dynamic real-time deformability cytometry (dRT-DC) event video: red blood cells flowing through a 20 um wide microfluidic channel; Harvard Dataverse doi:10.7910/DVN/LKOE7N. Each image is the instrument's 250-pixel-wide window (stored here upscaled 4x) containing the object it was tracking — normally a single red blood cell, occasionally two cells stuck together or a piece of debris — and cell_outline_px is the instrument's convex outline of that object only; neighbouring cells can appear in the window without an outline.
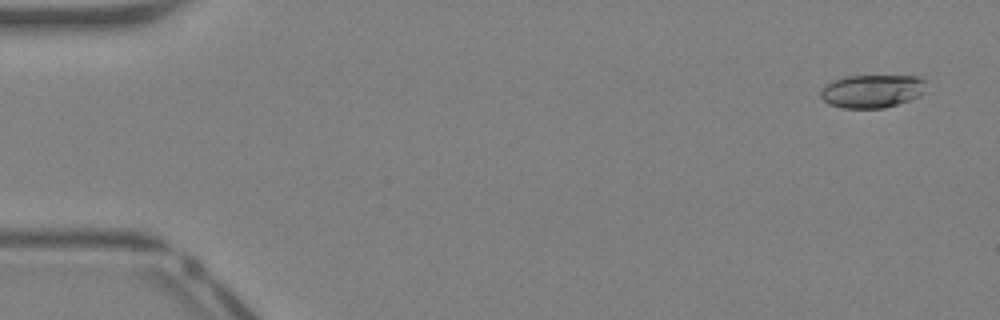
{"species": "Egyptian fruit bat (a non-hibernating species)", "species_latin": "Rousettus aegyptiacus", "temperature_condition": "warm", "stored_images_in_passage": 6, "camera_frame_rate_fps": 3000, "um_per_image_px": 0.085, "animal": {"sex": "female"}, "frame": {"image": 1, "passage_image": 2, "time_ms": 0.333, "image_size_px": [1000, 320], "cell_outline_px": [[924, 92], [920, 96], [884, 108], [844, 108], [828, 104], [820, 96], [820, 92], [828, 84], [836, 80], [848, 76], [920, 76], [924, 80]], "centroid_in_image_um": [74.14, 7.75], "position_along_channel_um": 10.9, "area_um2": 20.11}}